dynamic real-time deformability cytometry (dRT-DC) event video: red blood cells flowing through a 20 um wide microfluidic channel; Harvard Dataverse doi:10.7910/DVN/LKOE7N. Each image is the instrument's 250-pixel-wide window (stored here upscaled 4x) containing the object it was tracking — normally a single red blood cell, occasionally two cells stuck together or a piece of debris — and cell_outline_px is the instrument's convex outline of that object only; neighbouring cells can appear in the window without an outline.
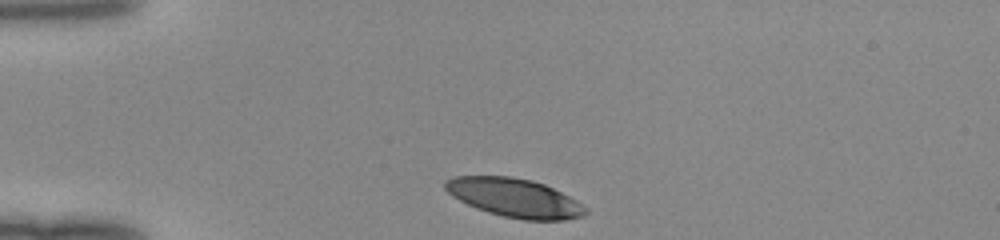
{"species": "human", "species_latin": "Homo sapiens", "temperature_condition": "room temperature", "stored_images_in_passage": 30, "camera_frame_rate_fps": 3000, "um_per_image_px": 0.085, "donor": {"sex": "female"}, "frame": {"image": 1, "passage_image": 1, "time_ms": 0.0, "image_size_px": [1000, 240], "cell_outline_px": [[588, 212], [584, 216], [564, 220], [524, 220], [504, 216], [488, 212], [476, 208], [452, 196], [444, 188], [444, 180], [452, 176], [512, 176], [532, 180], [544, 184], [576, 200], [588, 208]], "centroid_in_image_um": [43.73, 16.81], "position_along_channel_um": 41.3, "area_um2": 31.67}}
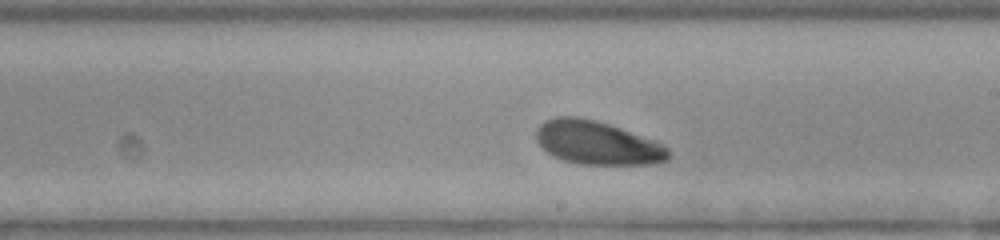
{"frame": {"image": 2, "passage_image": 18, "time_ms": 5.667, "image_size_px": [1000, 240], "cell_outline_px": [[668, 160], [656, 164], [580, 164], [564, 160], [552, 156], [536, 140], [536, 128], [544, 120], [556, 116], [576, 116], [596, 120], [620, 128], [664, 144], [668, 148]], "centroid_in_image_um": [50.74, 12.13], "position_along_channel_um": 238.3, "area_um2": 33.47}}
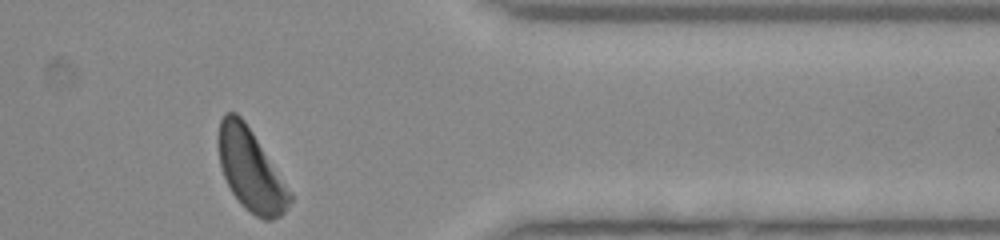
{"frame": {"image": 3, "passage_image": 30, "time_ms": 9.667, "image_size_px": [1000, 240], "cell_outline_px": [[292, 200], [284, 212], [280, 216], [272, 220], [264, 220], [256, 216], [244, 208], [240, 204], [232, 192], [224, 176], [220, 164], [216, 144], [216, 140], [220, 120], [224, 112], [236, 112], [244, 120], [252, 132], [292, 196]], "centroid_in_image_um": [21.24, 14.43], "position_along_channel_um": 390.2, "area_um2": 33.58}}